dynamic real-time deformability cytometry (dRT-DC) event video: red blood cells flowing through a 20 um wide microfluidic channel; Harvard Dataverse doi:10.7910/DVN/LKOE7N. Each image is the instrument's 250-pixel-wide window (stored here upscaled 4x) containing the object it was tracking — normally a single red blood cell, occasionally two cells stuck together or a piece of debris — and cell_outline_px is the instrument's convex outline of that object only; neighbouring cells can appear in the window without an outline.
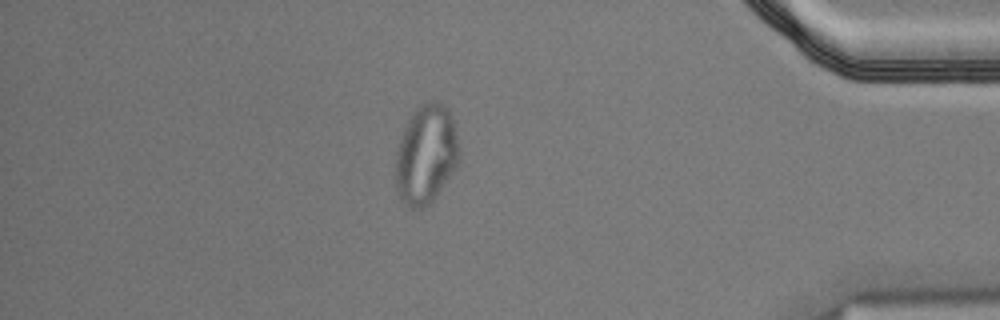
{"species": "Egyptian fruit bat (a non-hibernating species)", "species_latin": "Rousettus aegyptiacus", "temperature_condition": "cold", "stored_images_in_passage": 57, "camera_frame_rate_fps": 3000, "um_per_image_px": 0.085, "animal": {"sex": "male"}, "frame": {"image": 1, "passage_image": 49, "time_ms": 16.0, "image_size_px": [1000, 320], "cell_outline_px": [[460, 160], [452, 172], [432, 200], [424, 208], [408, 208], [400, 196], [396, 188], [396, 152], [404, 128], [408, 120], [416, 108], [420, 104], [432, 100], [436, 100], [448, 108], [452, 116], [460, 148]], "centroid_in_image_um": [36.23, 13.09], "position_along_channel_um": 399.0, "area_um2": 36.59}, "authors_computed_cell_mechanics": {"area_um2": 21.7906, "velocity_mm_per_s": 3.4818, "shape_relaxation_time_tau1_ms": null, "shape_relaxation_time_tau2_ms": 1.6535, "deformation_change_tau1": null, "deformation_change_tau2": 0.07}}